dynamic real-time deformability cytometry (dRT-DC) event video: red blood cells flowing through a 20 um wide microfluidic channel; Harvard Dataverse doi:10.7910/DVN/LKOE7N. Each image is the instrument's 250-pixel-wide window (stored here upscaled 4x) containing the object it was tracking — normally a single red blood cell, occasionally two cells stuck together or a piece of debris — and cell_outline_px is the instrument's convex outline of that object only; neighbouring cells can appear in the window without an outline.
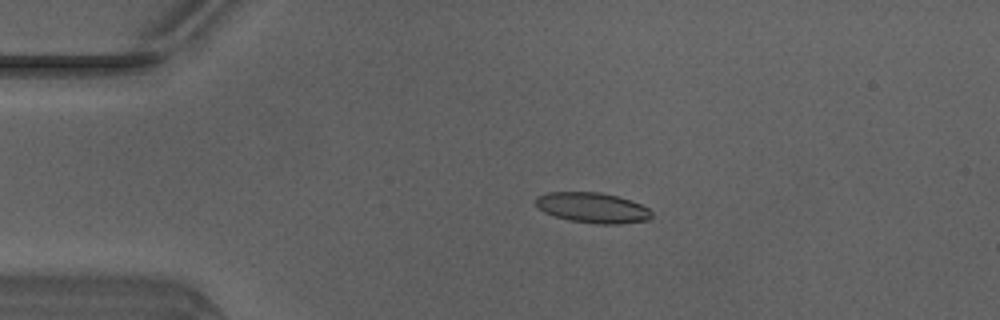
{"species": "Egyptian fruit bat (a non-hibernating species)", "species_latin": "Rousettus aegyptiacus", "temperature_condition": "warm", "stored_images_in_passage": 49, "camera_frame_rate_fps": 3000, "um_per_image_px": 0.085, "animal": {"sex": "male"}, "frame": {"image": 1, "passage_image": 10, "time_ms": 3.0, "image_size_px": [1000, 320], "cell_outline_px": [[652, 216], [648, 220], [620, 224], [596, 224], [568, 220], [544, 212], [536, 204], [536, 196], [548, 192], [600, 192], [632, 200], [648, 208], [652, 212]], "centroid_in_image_um": [50.38, 17.66], "position_along_channel_um": 34.6, "area_um2": 20.52}}
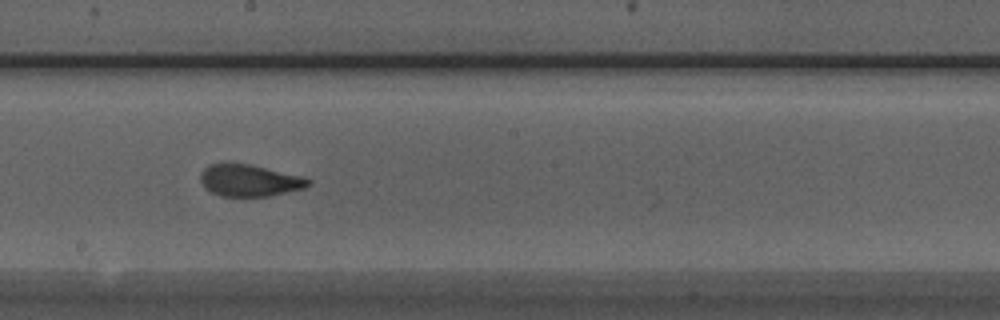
{"frame": {"image": 2, "passage_image": 27, "time_ms": 8.667, "image_size_px": [1000, 320], "cell_outline_px": [[312, 184], [304, 188], [268, 196], [220, 196], [204, 188], [200, 180], [200, 172], [208, 164], [224, 160], [248, 164], [304, 176], [312, 180]], "centroid_in_image_um": [21.16, 15.3], "position_along_channel_um": 227.0, "area_um2": 20.58}}
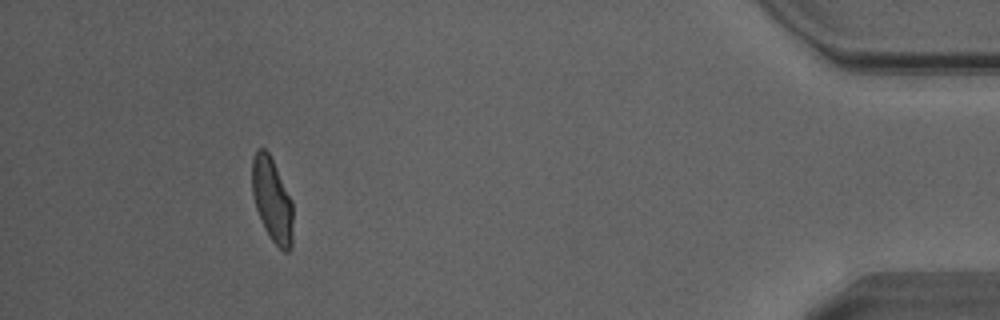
{"frame": {"image": 3, "passage_image": 45, "time_ms": 14.667, "image_size_px": [1000, 320], "cell_outline_px": [[292, 248], [288, 252], [284, 252], [268, 236], [264, 228], [256, 208], [252, 196], [252, 156], [260, 148], [264, 148], [268, 152], [292, 200]], "centroid_in_image_um": [23.12, 17.02], "position_along_channel_um": 412.1, "area_um2": 19.94}, "authors_computed_cell_mechanics": {"area_um2": 20.1144, "velocity_mm_per_s": 4.1458, "shape_relaxation_time_tau1_ms": 6.4141, "shape_relaxation_time_tau2_ms": 1.0469, "deformation_change_tau1": 0.2112, "deformation_change_tau2": 0.0722}}